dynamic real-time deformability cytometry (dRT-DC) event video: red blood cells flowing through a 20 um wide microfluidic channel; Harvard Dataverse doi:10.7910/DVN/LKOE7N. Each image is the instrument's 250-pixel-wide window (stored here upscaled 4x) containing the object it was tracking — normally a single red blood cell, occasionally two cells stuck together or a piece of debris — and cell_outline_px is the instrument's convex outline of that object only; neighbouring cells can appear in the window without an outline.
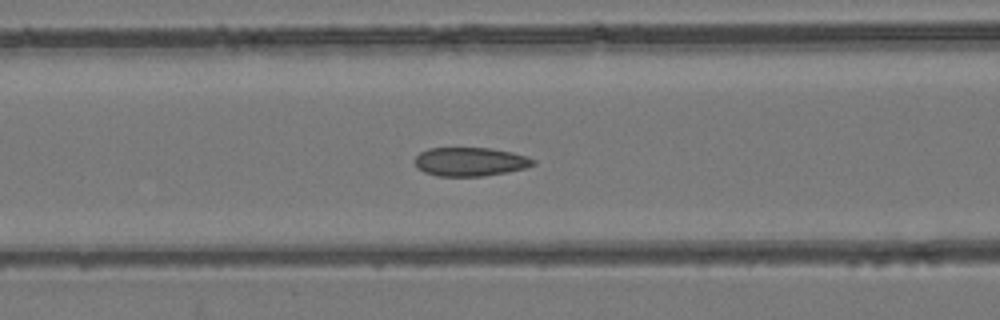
{"species": "common noctule bat (a hibernating species)", "species_latin": "Nyctalus noctula", "temperature_condition": "room temperature", "stored_images_in_passage": 53, "camera_frame_rate_fps": 3000, "um_per_image_px": 0.085, "animal": {"sex": "female", "body_mass_g": 24.6, "forearm_length_mm": 56.2}, "frame": {"image": 1, "passage_image": 22, "time_ms": 7.0, "image_size_px": [1000, 320], "cell_outline_px": [[536, 164], [524, 168], [508, 172], [484, 176], [436, 176], [424, 172], [416, 168], [412, 160], [420, 152], [428, 148], [492, 148], [512, 152], [528, 156], [536, 160]], "centroid_in_image_um": [39.94, 13.74], "position_along_channel_um": 126.7, "area_um2": 20.17}}
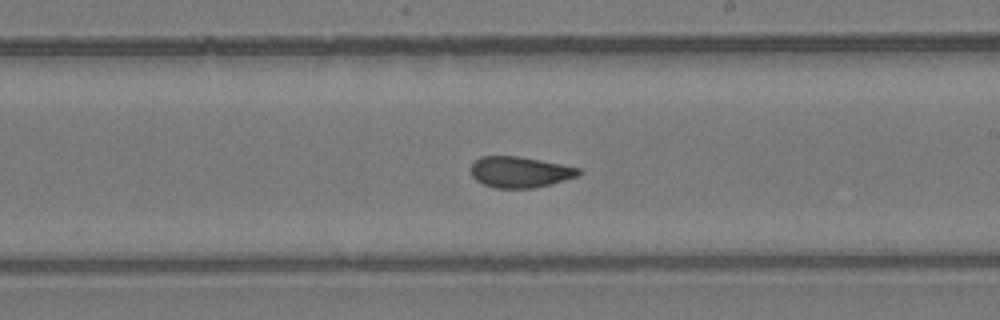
{"frame": {"image": 2, "passage_image": 31, "time_ms": 10.0, "image_size_px": [1000, 320], "cell_outline_px": [[584, 172], [576, 176], [552, 184], [532, 188], [496, 188], [484, 184], [476, 180], [472, 176], [472, 164], [480, 156], [520, 156], [580, 168]], "centroid_in_image_um": [44.21, 14.62], "position_along_channel_um": 244.8, "area_um2": 19.36}}
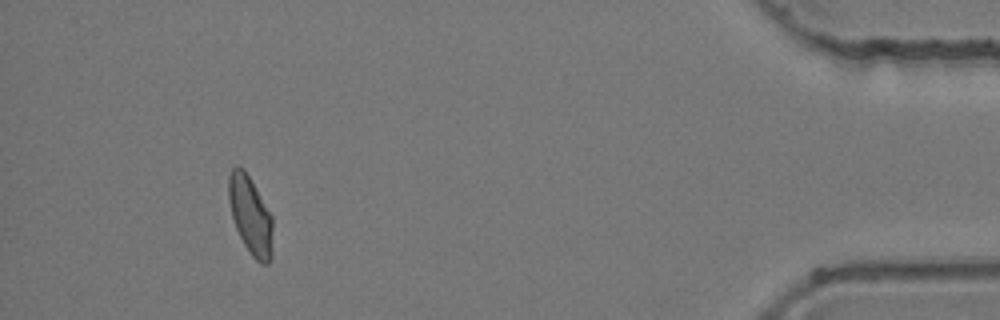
{"frame": {"image": 3, "passage_image": 49, "time_ms": 16.0, "image_size_px": [1000, 320], "cell_outline_px": [[272, 256], [268, 264], [260, 264], [252, 256], [244, 244], [236, 228], [232, 216], [228, 200], [228, 176], [232, 168], [236, 164], [244, 168], [272, 216]], "centroid_in_image_um": [21.28, 18.29], "position_along_channel_um": 413.9, "area_um2": 20.11}, "authors_computed_cell_mechanics": {"area_um2": 20.4034, "velocity_mm_per_s": 3.9493, "shape_relaxation_time_tau1_ms": null, "shape_relaxation_time_tau2_ms": 1.0328, "deformation_change_tau1": null, "deformation_change_tau2": 0.0462}}